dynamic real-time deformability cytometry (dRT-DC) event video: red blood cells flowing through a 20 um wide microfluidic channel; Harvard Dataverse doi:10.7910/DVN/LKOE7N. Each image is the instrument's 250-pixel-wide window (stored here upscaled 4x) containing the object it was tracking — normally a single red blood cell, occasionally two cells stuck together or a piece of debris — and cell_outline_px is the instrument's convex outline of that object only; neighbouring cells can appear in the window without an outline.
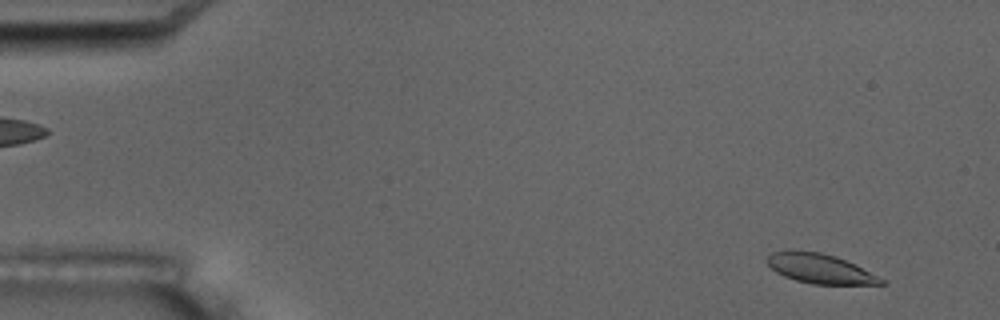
{"species": "common noctule bat (a hibernating species)", "species_latin": "Nyctalus noctula", "temperature_condition": "room temperature", "stored_images_in_passage": 5, "camera_frame_rate_fps": 3000, "um_per_image_px": 0.085, "animal": {"sex": "male", "body_mass_g": 17.5, "forearm_length_mm": 52.3}, "frame": {"image": 1, "passage_image": 1, "time_ms": 0.0, "image_size_px": [1000, 320], "cell_outline_px": [[884, 284], [812, 284], [796, 280], [784, 276], [776, 272], [764, 260], [772, 252], [792, 248], [820, 252], [836, 256], [856, 264], [884, 280]], "centroid_in_image_um": [69.63, 22.79], "position_along_channel_um": 15.4, "area_um2": 19.88}}
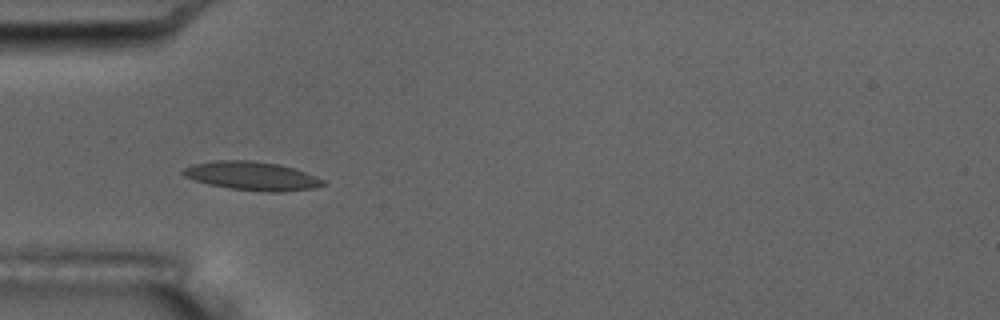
{"frame": {"image": 2, "passage_image": 5, "time_ms": 4.667, "image_size_px": [1000, 320], "cell_outline_px": [[328, 184], [316, 188], [284, 192], [264, 192], [228, 188], [208, 184], [184, 176], [180, 172], [180, 168], [192, 164], [216, 160], [252, 160], [280, 164], [304, 172], [324, 180]], "centroid_in_image_um": [21.4, 14.96], "position_along_channel_um": 63.6, "area_um2": 23.64}}